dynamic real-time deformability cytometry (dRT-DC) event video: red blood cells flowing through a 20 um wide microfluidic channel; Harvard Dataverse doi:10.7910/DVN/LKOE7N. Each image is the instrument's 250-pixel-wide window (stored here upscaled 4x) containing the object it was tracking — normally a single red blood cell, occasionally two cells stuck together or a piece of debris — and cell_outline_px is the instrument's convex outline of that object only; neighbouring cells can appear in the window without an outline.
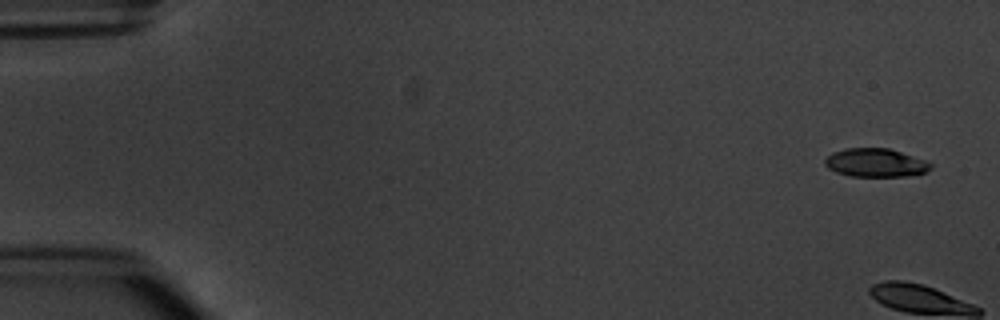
{"species": "common noctule bat (a hibernating species)", "species_latin": "Nyctalus noctula", "temperature_condition": "warm", "stored_images_in_passage": 8, "camera_frame_rate_fps": 3000, "um_per_image_px": 0.085, "animal": {"sex": "male", "body_mass_g": 20.1, "forearm_length_mm": 53.5}, "frame": {"image": 1, "passage_image": 1, "time_ms": 0.0, "image_size_px": [1000, 320], "cell_outline_px": [[932, 168], [924, 172], [908, 176], [848, 176], [836, 172], [828, 168], [824, 164], [824, 160], [832, 152], [844, 148], [888, 148], [928, 160], [932, 164]], "centroid_in_image_um": [74.42, 13.83], "position_along_channel_um": 10.6, "area_um2": 17.69}}
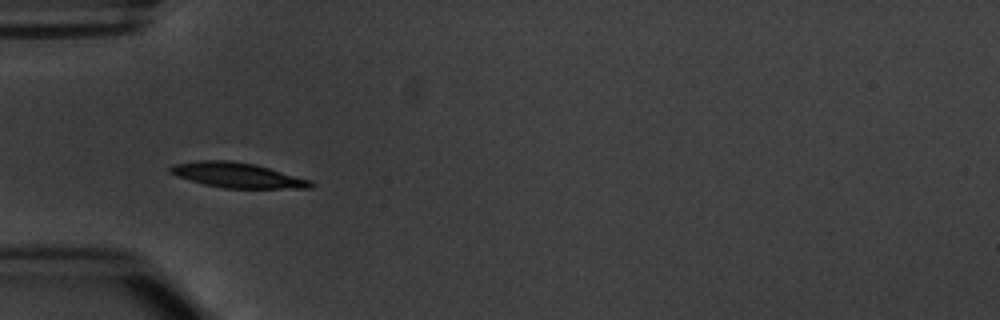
{"frame": {"image": 2, "passage_image": 6, "time_ms": 6.0, "image_size_px": [1000, 320], "cell_outline_px": [[316, 184], [312, 188], [224, 188], [204, 184], [176, 176], [168, 172], [168, 168], [172, 164], [200, 160], [232, 160], [256, 164], [312, 180]], "centroid_in_image_um": [20.18, 14.88], "position_along_channel_um": 64.8, "area_um2": 20.75}}